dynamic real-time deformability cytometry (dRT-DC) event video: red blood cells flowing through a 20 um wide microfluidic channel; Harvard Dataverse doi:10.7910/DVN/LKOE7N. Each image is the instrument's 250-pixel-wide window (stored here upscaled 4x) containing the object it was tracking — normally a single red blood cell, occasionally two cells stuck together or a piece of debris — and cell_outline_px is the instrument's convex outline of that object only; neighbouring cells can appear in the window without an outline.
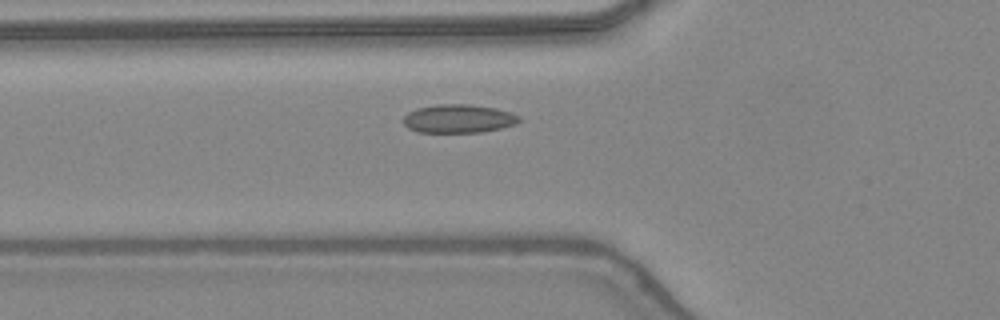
{"species": "common noctule bat (a hibernating species)", "species_latin": "Nyctalus noctula", "temperature_condition": "warm", "stored_images_in_passage": 32, "camera_frame_rate_fps": 3000, "um_per_image_px": 0.085, "animal": {"sex": "female", "body_mass_g": 24.6, "forearm_length_mm": 56.2}, "frame": {"image": 1, "passage_image": 2, "time_ms": 0.333, "image_size_px": [1000, 320], "cell_outline_px": [[524, 120], [516, 124], [500, 128], [480, 132], [416, 132], [408, 128], [404, 124], [404, 116], [408, 112], [416, 108], [436, 104], [468, 104], [496, 108], [512, 112], [520, 116]], "centroid_in_image_um": [39.0, 10.08], "position_along_channel_um": 86.8, "area_um2": 19.42}}
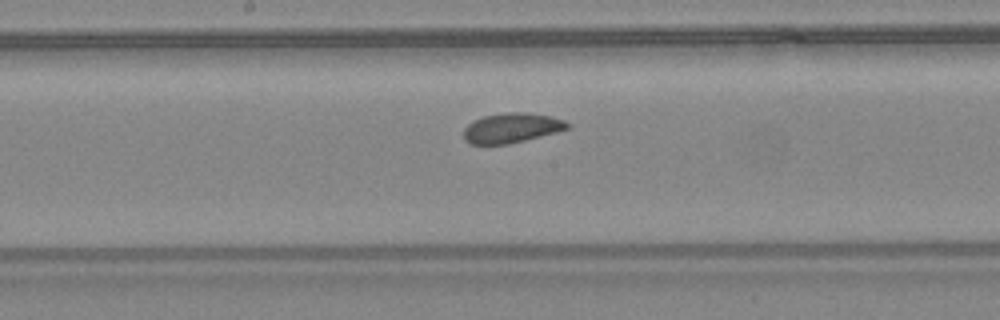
{"frame": {"image": 2, "passage_image": 10, "time_ms": 3.0, "image_size_px": [1000, 320], "cell_outline_px": [[572, 124], [568, 128], [556, 132], [508, 144], [472, 144], [464, 140], [464, 128], [472, 120], [484, 116], [504, 112], [524, 112], [548, 116], [564, 120]], "centroid_in_image_um": [43.46, 10.87], "position_along_channel_um": 204.7, "area_um2": 17.92}}
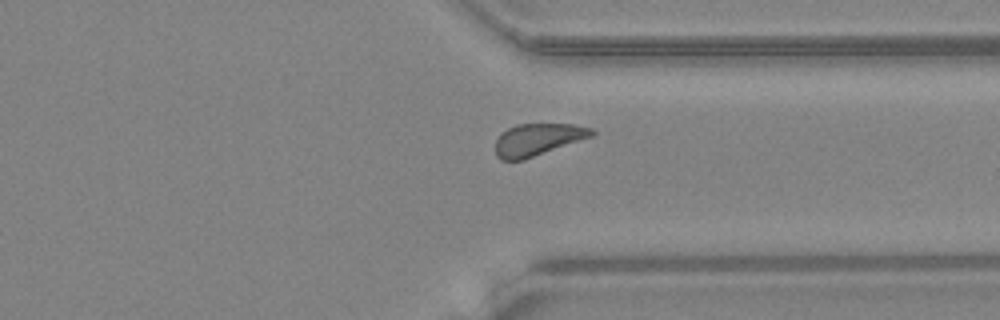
{"frame": {"image": 3, "passage_image": 21, "time_ms": 6.667, "image_size_px": [1000, 320], "cell_outline_px": [[596, 132], [592, 136], [524, 160], [500, 160], [496, 156], [496, 140], [500, 132], [516, 124], [576, 124], [592, 128]], "centroid_in_image_um": [45.69, 11.85], "position_along_channel_um": 365.7, "area_um2": 18.09}, "authors_computed_cell_mechanics": {"area_um2": 18.4382, "velocity_mm_per_s": 4.3903, "shape_relaxation_time_tau1_ms": 6.3189, "shape_relaxation_time_tau2_ms": 10.854, "deformation_change_tau1": 0.1092, "deformation_change_tau2": 0.1427}}